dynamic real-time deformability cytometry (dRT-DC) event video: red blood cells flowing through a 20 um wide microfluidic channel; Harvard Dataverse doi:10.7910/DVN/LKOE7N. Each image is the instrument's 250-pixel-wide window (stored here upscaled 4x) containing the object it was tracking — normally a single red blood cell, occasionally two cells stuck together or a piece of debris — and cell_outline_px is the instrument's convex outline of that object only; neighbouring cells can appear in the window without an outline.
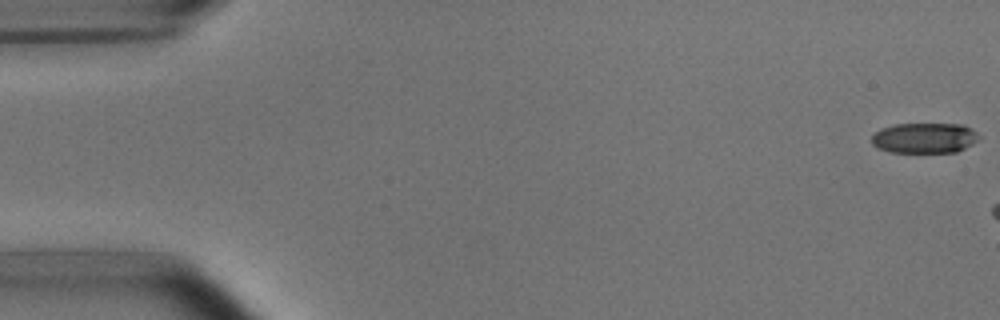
{"species": "common noctule bat (a hibernating species)", "species_latin": "Nyctalus noctula", "temperature_condition": "room temperature", "stored_images_in_passage": 8, "camera_frame_rate_fps": 3000, "um_per_image_px": 0.085, "animal": {"sex": "male", "body_mass_g": 15.6}, "frame": {"image": 1, "passage_image": 1, "time_ms": 0.0, "image_size_px": [1000, 320], "cell_outline_px": [[980, 140], [956, 152], [892, 152], [880, 148], [872, 144], [872, 136], [880, 128], [896, 124], [964, 124], [972, 128], [980, 136]], "centroid_in_image_um": [78.63, 11.72], "position_along_channel_um": 6.4, "area_um2": 19.02}}